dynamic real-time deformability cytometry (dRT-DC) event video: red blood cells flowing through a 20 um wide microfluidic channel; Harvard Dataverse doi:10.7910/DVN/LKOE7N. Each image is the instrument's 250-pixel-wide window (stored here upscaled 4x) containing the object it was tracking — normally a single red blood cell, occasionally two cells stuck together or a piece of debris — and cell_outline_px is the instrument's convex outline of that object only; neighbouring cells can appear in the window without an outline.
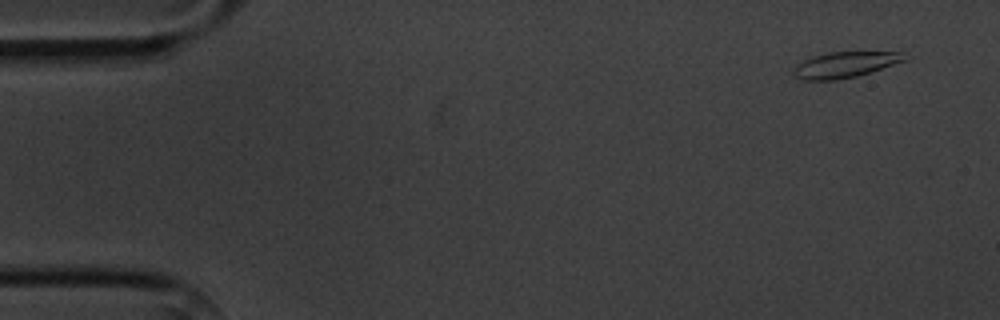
{"species": "common noctule bat (a hibernating species)", "species_latin": "Nyctalus noctula", "temperature_condition": "cold", "stored_images_in_passage": 7, "camera_frame_rate_fps": 3000, "um_per_image_px": 0.085, "animal": {"sex": "male", "body_mass_g": 20.1, "forearm_length_mm": 53.5}, "frame": {"image": 1, "passage_image": 1, "time_ms": 0.0, "image_size_px": [1000, 320], "cell_outline_px": [[908, 60], [856, 76], [836, 80], [800, 80], [792, 72], [792, 68], [796, 64], [812, 56], [828, 52], [900, 52]], "centroid_in_image_um": [71.76, 5.5], "position_along_channel_um": 13.2, "area_um2": 16.65}}
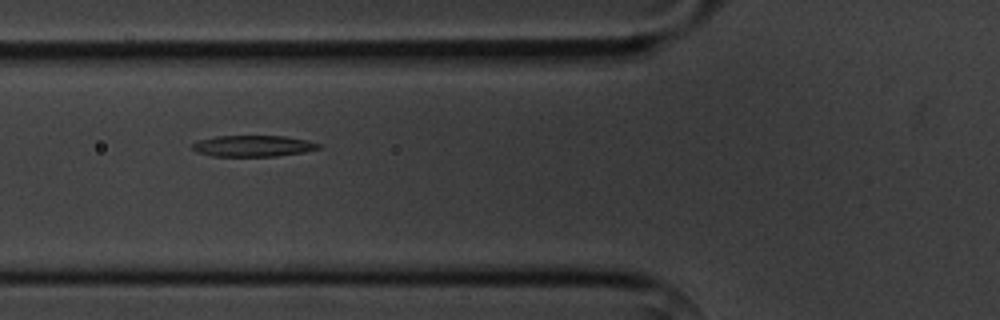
{"frame": {"image": 2, "passage_image": 6, "time_ms": 5.667, "image_size_px": [1000, 320], "cell_outline_px": [[324, 148], [304, 152], [276, 156], [212, 156], [196, 152], [192, 148], [192, 144], [196, 140], [216, 136], [284, 136], [308, 140], [320, 144]], "centroid_in_image_um": [21.52, 12.4], "position_along_channel_um": 104.3, "area_um2": 15.78}}
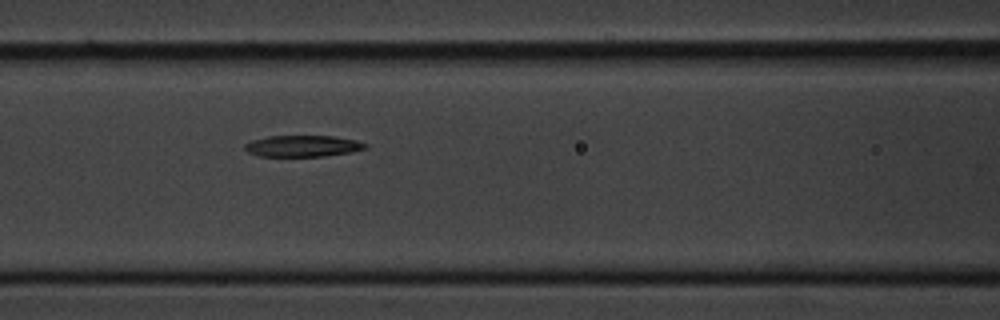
{"frame": {"image": 3, "passage_image": 7, "time_ms": 6.667, "image_size_px": [1000, 320], "cell_outline_px": [[368, 148], [352, 152], [324, 156], [256, 156], [248, 152], [244, 148], [244, 144], [252, 140], [268, 136], [332, 136], [356, 140], [368, 144]], "centroid_in_image_um": [25.74, 12.41], "position_along_channel_um": 140.9, "area_um2": 15.09}}